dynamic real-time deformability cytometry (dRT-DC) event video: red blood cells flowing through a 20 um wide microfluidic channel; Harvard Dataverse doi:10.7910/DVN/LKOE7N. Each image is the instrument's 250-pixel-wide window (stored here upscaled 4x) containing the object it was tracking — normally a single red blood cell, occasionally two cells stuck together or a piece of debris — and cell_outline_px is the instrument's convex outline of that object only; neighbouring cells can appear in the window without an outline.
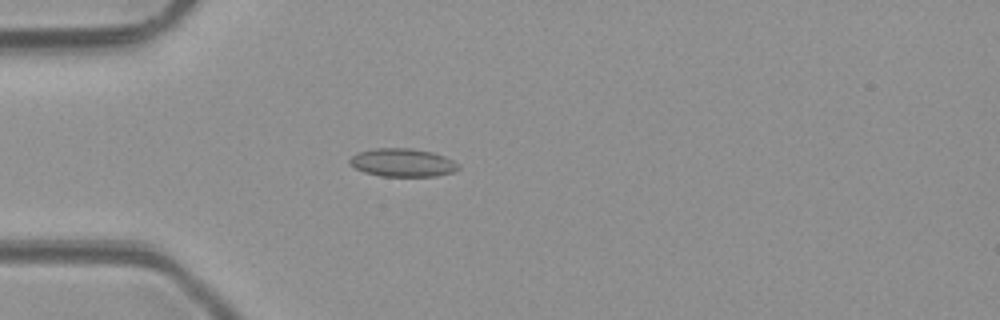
{"species": "common noctule bat (a hibernating species)", "species_latin": "Nyctalus noctula", "temperature_condition": "room temperature", "stored_images_in_passage": 3, "camera_frame_rate_fps": 3000, "um_per_image_px": 0.085, "animal": {"sex": "male", "body_mass_g": 23.1, "forearm_length_mm": 52.7}, "frame": {"image": 1, "passage_image": 3, "time_ms": 2.333, "image_size_px": [1000, 320], "cell_outline_px": [[460, 168], [452, 172], [436, 176], [380, 176], [364, 172], [348, 164], [348, 160], [352, 156], [360, 152], [376, 148], [412, 148], [432, 152], [444, 156], [460, 164]], "centroid_in_image_um": [34.22, 13.82], "position_along_channel_um": 50.8, "area_um2": 17.86}}